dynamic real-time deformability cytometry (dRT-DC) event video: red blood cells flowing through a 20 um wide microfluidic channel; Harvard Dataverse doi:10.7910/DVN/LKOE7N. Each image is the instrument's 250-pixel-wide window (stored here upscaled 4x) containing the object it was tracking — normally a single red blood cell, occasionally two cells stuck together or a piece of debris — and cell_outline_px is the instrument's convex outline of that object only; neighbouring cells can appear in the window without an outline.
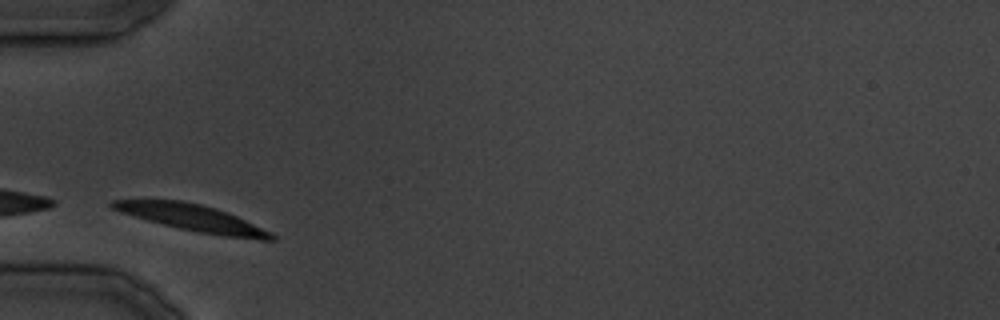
{"species": "common noctule bat (a hibernating species)", "species_latin": "Nyctalus noctula", "temperature_condition": "cold", "stored_images_in_passage": 19, "camera_frame_rate_fps": 3000, "um_per_image_px": 0.085, "animal": {"sex": "male", "body_mass_g": 19.5, "forearm_length_mm": 54.6}, "frame": {"image": 1, "passage_image": 1, "time_ms": 0.0, "image_size_px": [1000, 320], "cell_outline_px": [[276, 240], [260, 240], [224, 236], [200, 232], [180, 228], [148, 220], [120, 212], [112, 208], [108, 204], [112, 200], [180, 200], [200, 204], [216, 208], [236, 216], [272, 232], [276, 236]], "centroid_in_image_um": [16.39, 18.52], "position_along_channel_um": 68.6, "area_um2": 24.28}}